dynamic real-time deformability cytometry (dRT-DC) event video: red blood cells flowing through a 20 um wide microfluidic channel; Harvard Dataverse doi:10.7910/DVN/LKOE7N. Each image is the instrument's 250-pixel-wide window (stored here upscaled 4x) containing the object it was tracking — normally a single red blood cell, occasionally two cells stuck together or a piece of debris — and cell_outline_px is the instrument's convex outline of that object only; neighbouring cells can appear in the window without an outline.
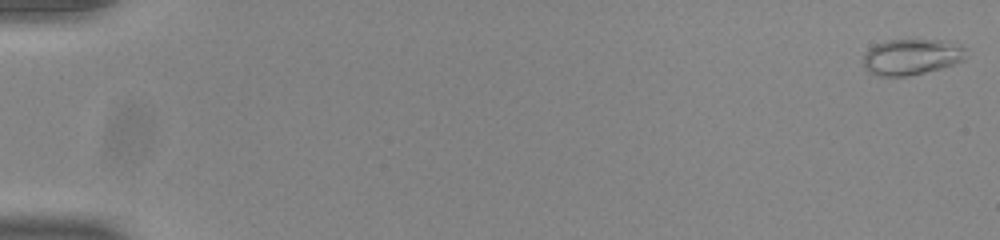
{"species": "common noctule bat (a hibernating species)", "species_latin": "Nyctalus noctula", "temperature_condition": "room temperature", "stored_images_in_passage": 54, "camera_frame_rate_fps": 3000, "um_per_image_px": 0.085, "animal": {"sex": "male", "body_mass_g": 20.0, "forearm_length_mm": 53.3}, "frame": {"image": 1, "passage_image": 1, "time_ms": 0.0, "image_size_px": [1000, 240], "cell_outline_px": [[964, 60], [940, 68], [908, 76], [880, 76], [864, 68], [864, 52], [868, 48], [876, 44], [888, 40], [948, 40], [960, 44], [964, 48]], "centroid_in_image_um": [77.47, 4.82], "position_along_channel_um": 7.5, "area_um2": 21.39}, "authors_computed_cell_mechanics": {"area_um2": 18.1781, "velocity_mm_per_s": 3.8226, "shape_relaxation_time_tau1_ms": null, "shape_relaxation_time_tau2_ms": 8.3248, "deformation_change_tau1": null, "deformation_change_tau2": 0.1503}}